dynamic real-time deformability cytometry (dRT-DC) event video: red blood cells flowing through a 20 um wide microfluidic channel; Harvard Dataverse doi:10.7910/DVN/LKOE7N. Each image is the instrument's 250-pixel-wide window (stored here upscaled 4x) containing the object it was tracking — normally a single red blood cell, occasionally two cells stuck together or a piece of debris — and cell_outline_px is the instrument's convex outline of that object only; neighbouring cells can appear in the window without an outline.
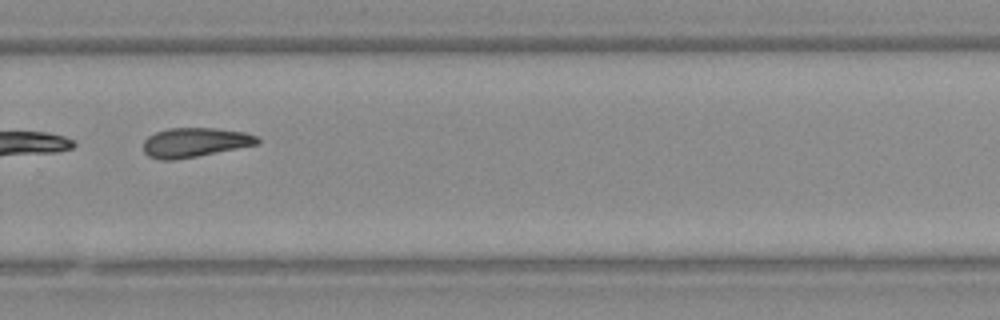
{"species": "Egyptian fruit bat (a non-hibernating species)", "species_latin": "Rousettus aegyptiacus", "temperature_condition": "warm", "stored_images_in_passage": 40, "camera_frame_rate_fps": 3000, "um_per_image_px": 0.085, "animal": {"sex": "female"}, "frame": {"image": 1, "passage_image": 29, "time_ms": 9.333, "image_size_px": [1000, 320], "cell_outline_px": [[260, 144], [196, 156], [172, 160], [160, 160], [148, 156], [144, 152], [144, 140], [148, 136], [156, 132], [168, 128], [216, 128], [244, 132], [260, 136]], "centroid_in_image_um": [16.59, 12.1], "position_along_channel_um": 313.2, "area_um2": 19.59}}